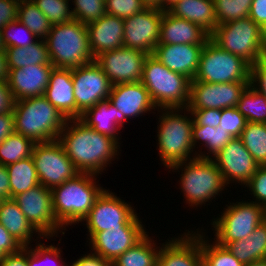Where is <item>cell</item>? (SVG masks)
<instances>
[{
  "mask_svg": "<svg viewBox=\"0 0 266 266\" xmlns=\"http://www.w3.org/2000/svg\"><path fill=\"white\" fill-rule=\"evenodd\" d=\"M58 141L80 173L95 175L103 172L120 148L114 138L98 133L80 119L67 120Z\"/></svg>",
  "mask_w": 266,
  "mask_h": 266,
  "instance_id": "6da1fadb",
  "label": "cell"
},
{
  "mask_svg": "<svg viewBox=\"0 0 266 266\" xmlns=\"http://www.w3.org/2000/svg\"><path fill=\"white\" fill-rule=\"evenodd\" d=\"M14 131L34 143L58 140L67 119L44 96L15 101Z\"/></svg>",
  "mask_w": 266,
  "mask_h": 266,
  "instance_id": "7a4b0ae2",
  "label": "cell"
},
{
  "mask_svg": "<svg viewBox=\"0 0 266 266\" xmlns=\"http://www.w3.org/2000/svg\"><path fill=\"white\" fill-rule=\"evenodd\" d=\"M96 176L78 173L51 189L53 213L62 227L80 223L88 215L95 200L104 190L96 185Z\"/></svg>",
  "mask_w": 266,
  "mask_h": 266,
  "instance_id": "3957f363",
  "label": "cell"
},
{
  "mask_svg": "<svg viewBox=\"0 0 266 266\" xmlns=\"http://www.w3.org/2000/svg\"><path fill=\"white\" fill-rule=\"evenodd\" d=\"M45 41L56 68L75 69L94 61L87 26L78 20L52 25Z\"/></svg>",
  "mask_w": 266,
  "mask_h": 266,
  "instance_id": "277c9868",
  "label": "cell"
},
{
  "mask_svg": "<svg viewBox=\"0 0 266 266\" xmlns=\"http://www.w3.org/2000/svg\"><path fill=\"white\" fill-rule=\"evenodd\" d=\"M190 79L169 70L152 54L143 63L141 83L148 90L156 107L186 108L189 99Z\"/></svg>",
  "mask_w": 266,
  "mask_h": 266,
  "instance_id": "5b68a950",
  "label": "cell"
},
{
  "mask_svg": "<svg viewBox=\"0 0 266 266\" xmlns=\"http://www.w3.org/2000/svg\"><path fill=\"white\" fill-rule=\"evenodd\" d=\"M180 109L161 108L163 113L159 116L158 150L160 159L167 168L176 163L193 159L190 157L194 151L192 144L193 118L185 115L186 108H183L184 116L180 114L182 113Z\"/></svg>",
  "mask_w": 266,
  "mask_h": 266,
  "instance_id": "8992f818",
  "label": "cell"
},
{
  "mask_svg": "<svg viewBox=\"0 0 266 266\" xmlns=\"http://www.w3.org/2000/svg\"><path fill=\"white\" fill-rule=\"evenodd\" d=\"M210 39L250 65L266 55V32L249 17L218 25Z\"/></svg>",
  "mask_w": 266,
  "mask_h": 266,
  "instance_id": "52a82bcc",
  "label": "cell"
},
{
  "mask_svg": "<svg viewBox=\"0 0 266 266\" xmlns=\"http://www.w3.org/2000/svg\"><path fill=\"white\" fill-rule=\"evenodd\" d=\"M192 157L190 161L176 163L169 169L173 171L180 168L184 171L180 178L183 196L190 206L198 207L215 198L227 184L212 158H199L196 155Z\"/></svg>",
  "mask_w": 266,
  "mask_h": 266,
  "instance_id": "ba28073f",
  "label": "cell"
},
{
  "mask_svg": "<svg viewBox=\"0 0 266 266\" xmlns=\"http://www.w3.org/2000/svg\"><path fill=\"white\" fill-rule=\"evenodd\" d=\"M191 81L250 82V64L243 58L221 49L209 39L203 46L197 73Z\"/></svg>",
  "mask_w": 266,
  "mask_h": 266,
  "instance_id": "9c48e42d",
  "label": "cell"
},
{
  "mask_svg": "<svg viewBox=\"0 0 266 266\" xmlns=\"http://www.w3.org/2000/svg\"><path fill=\"white\" fill-rule=\"evenodd\" d=\"M132 208L109 189H104L95 200L88 215L82 220L86 222L85 225L88 228L90 237L88 239L108 228H144L138 214Z\"/></svg>",
  "mask_w": 266,
  "mask_h": 266,
  "instance_id": "30bf717a",
  "label": "cell"
},
{
  "mask_svg": "<svg viewBox=\"0 0 266 266\" xmlns=\"http://www.w3.org/2000/svg\"><path fill=\"white\" fill-rule=\"evenodd\" d=\"M222 215L214 219L215 241L226 246L249 236L264 221V206L254 201H242L226 205Z\"/></svg>",
  "mask_w": 266,
  "mask_h": 266,
  "instance_id": "8fae6325",
  "label": "cell"
},
{
  "mask_svg": "<svg viewBox=\"0 0 266 266\" xmlns=\"http://www.w3.org/2000/svg\"><path fill=\"white\" fill-rule=\"evenodd\" d=\"M39 183L52 189L80 173L58 140L35 143L32 150Z\"/></svg>",
  "mask_w": 266,
  "mask_h": 266,
  "instance_id": "7c38bea8",
  "label": "cell"
},
{
  "mask_svg": "<svg viewBox=\"0 0 266 266\" xmlns=\"http://www.w3.org/2000/svg\"><path fill=\"white\" fill-rule=\"evenodd\" d=\"M27 220L38 231V237L50 238L58 234L62 225L54 216L51 189L39 184L13 198Z\"/></svg>",
  "mask_w": 266,
  "mask_h": 266,
  "instance_id": "4fadbf2b",
  "label": "cell"
},
{
  "mask_svg": "<svg viewBox=\"0 0 266 266\" xmlns=\"http://www.w3.org/2000/svg\"><path fill=\"white\" fill-rule=\"evenodd\" d=\"M250 82L206 83L190 81L186 109H225L236 107L241 94Z\"/></svg>",
  "mask_w": 266,
  "mask_h": 266,
  "instance_id": "5bb4252c",
  "label": "cell"
},
{
  "mask_svg": "<svg viewBox=\"0 0 266 266\" xmlns=\"http://www.w3.org/2000/svg\"><path fill=\"white\" fill-rule=\"evenodd\" d=\"M77 109L83 114L99 101L108 99L112 83L95 62L71 69Z\"/></svg>",
  "mask_w": 266,
  "mask_h": 266,
  "instance_id": "9a60e30c",
  "label": "cell"
},
{
  "mask_svg": "<svg viewBox=\"0 0 266 266\" xmlns=\"http://www.w3.org/2000/svg\"><path fill=\"white\" fill-rule=\"evenodd\" d=\"M163 11L145 8L138 14L124 19L123 47L153 54L160 40Z\"/></svg>",
  "mask_w": 266,
  "mask_h": 266,
  "instance_id": "2e32d148",
  "label": "cell"
},
{
  "mask_svg": "<svg viewBox=\"0 0 266 266\" xmlns=\"http://www.w3.org/2000/svg\"><path fill=\"white\" fill-rule=\"evenodd\" d=\"M148 54L126 47L110 50L97 56L100 66L112 85L141 82L143 63Z\"/></svg>",
  "mask_w": 266,
  "mask_h": 266,
  "instance_id": "e0dca14e",
  "label": "cell"
},
{
  "mask_svg": "<svg viewBox=\"0 0 266 266\" xmlns=\"http://www.w3.org/2000/svg\"><path fill=\"white\" fill-rule=\"evenodd\" d=\"M211 158L221 171L227 185L230 181L245 185L259 166L240 138H232L216 156Z\"/></svg>",
  "mask_w": 266,
  "mask_h": 266,
  "instance_id": "ac0fdd59",
  "label": "cell"
},
{
  "mask_svg": "<svg viewBox=\"0 0 266 266\" xmlns=\"http://www.w3.org/2000/svg\"><path fill=\"white\" fill-rule=\"evenodd\" d=\"M53 68L50 63L9 69L6 82L15 101L44 96Z\"/></svg>",
  "mask_w": 266,
  "mask_h": 266,
  "instance_id": "d6986e66",
  "label": "cell"
},
{
  "mask_svg": "<svg viewBox=\"0 0 266 266\" xmlns=\"http://www.w3.org/2000/svg\"><path fill=\"white\" fill-rule=\"evenodd\" d=\"M145 228H108L97 232L89 242L93 254L109 262L139 242L146 234ZM91 243V244H90Z\"/></svg>",
  "mask_w": 266,
  "mask_h": 266,
  "instance_id": "ffe728a7",
  "label": "cell"
},
{
  "mask_svg": "<svg viewBox=\"0 0 266 266\" xmlns=\"http://www.w3.org/2000/svg\"><path fill=\"white\" fill-rule=\"evenodd\" d=\"M184 233L183 237L171 238L162 243L158 253L157 266H203L200 248V233Z\"/></svg>",
  "mask_w": 266,
  "mask_h": 266,
  "instance_id": "44dd1931",
  "label": "cell"
},
{
  "mask_svg": "<svg viewBox=\"0 0 266 266\" xmlns=\"http://www.w3.org/2000/svg\"><path fill=\"white\" fill-rule=\"evenodd\" d=\"M108 100L127 120L157 108L141 82L112 85Z\"/></svg>",
  "mask_w": 266,
  "mask_h": 266,
  "instance_id": "7402d4cb",
  "label": "cell"
},
{
  "mask_svg": "<svg viewBox=\"0 0 266 266\" xmlns=\"http://www.w3.org/2000/svg\"><path fill=\"white\" fill-rule=\"evenodd\" d=\"M204 45L158 44L153 56L169 70L181 73L193 80L199 66V58Z\"/></svg>",
  "mask_w": 266,
  "mask_h": 266,
  "instance_id": "603a6c76",
  "label": "cell"
},
{
  "mask_svg": "<svg viewBox=\"0 0 266 266\" xmlns=\"http://www.w3.org/2000/svg\"><path fill=\"white\" fill-rule=\"evenodd\" d=\"M89 46L95 59L100 54L123 47L124 19L105 14L88 23Z\"/></svg>",
  "mask_w": 266,
  "mask_h": 266,
  "instance_id": "cb8c5ba5",
  "label": "cell"
},
{
  "mask_svg": "<svg viewBox=\"0 0 266 266\" xmlns=\"http://www.w3.org/2000/svg\"><path fill=\"white\" fill-rule=\"evenodd\" d=\"M44 97L67 119H80L82 113L77 109L74 97L71 69H52Z\"/></svg>",
  "mask_w": 266,
  "mask_h": 266,
  "instance_id": "d4e9b609",
  "label": "cell"
},
{
  "mask_svg": "<svg viewBox=\"0 0 266 266\" xmlns=\"http://www.w3.org/2000/svg\"><path fill=\"white\" fill-rule=\"evenodd\" d=\"M209 39L210 35L200 26L163 11L158 44L204 45Z\"/></svg>",
  "mask_w": 266,
  "mask_h": 266,
  "instance_id": "484cf974",
  "label": "cell"
},
{
  "mask_svg": "<svg viewBox=\"0 0 266 266\" xmlns=\"http://www.w3.org/2000/svg\"><path fill=\"white\" fill-rule=\"evenodd\" d=\"M80 120L98 133L108 135L117 142L119 140L118 131L127 121L125 116L108 99L99 101L94 107L87 109Z\"/></svg>",
  "mask_w": 266,
  "mask_h": 266,
  "instance_id": "4316f807",
  "label": "cell"
},
{
  "mask_svg": "<svg viewBox=\"0 0 266 266\" xmlns=\"http://www.w3.org/2000/svg\"><path fill=\"white\" fill-rule=\"evenodd\" d=\"M172 15L193 22L209 35L217 27L214 0H182L168 10Z\"/></svg>",
  "mask_w": 266,
  "mask_h": 266,
  "instance_id": "83f0119b",
  "label": "cell"
},
{
  "mask_svg": "<svg viewBox=\"0 0 266 266\" xmlns=\"http://www.w3.org/2000/svg\"><path fill=\"white\" fill-rule=\"evenodd\" d=\"M0 224H2L23 247L29 246L33 234L38 232L27 220L13 198L0 200Z\"/></svg>",
  "mask_w": 266,
  "mask_h": 266,
  "instance_id": "f1b7e54d",
  "label": "cell"
},
{
  "mask_svg": "<svg viewBox=\"0 0 266 266\" xmlns=\"http://www.w3.org/2000/svg\"><path fill=\"white\" fill-rule=\"evenodd\" d=\"M225 248L243 265L266 259V222L263 221L246 238L229 242Z\"/></svg>",
  "mask_w": 266,
  "mask_h": 266,
  "instance_id": "f546056e",
  "label": "cell"
},
{
  "mask_svg": "<svg viewBox=\"0 0 266 266\" xmlns=\"http://www.w3.org/2000/svg\"><path fill=\"white\" fill-rule=\"evenodd\" d=\"M8 69H17L29 65L50 64L48 47L45 40L37 39L27 47L5 48Z\"/></svg>",
  "mask_w": 266,
  "mask_h": 266,
  "instance_id": "4dcf8cb0",
  "label": "cell"
},
{
  "mask_svg": "<svg viewBox=\"0 0 266 266\" xmlns=\"http://www.w3.org/2000/svg\"><path fill=\"white\" fill-rule=\"evenodd\" d=\"M10 180V198L39 185L32 156L6 166Z\"/></svg>",
  "mask_w": 266,
  "mask_h": 266,
  "instance_id": "1f68e13d",
  "label": "cell"
},
{
  "mask_svg": "<svg viewBox=\"0 0 266 266\" xmlns=\"http://www.w3.org/2000/svg\"><path fill=\"white\" fill-rule=\"evenodd\" d=\"M155 245L151 237L146 234L134 246L118 256L112 262V266H157L160 247Z\"/></svg>",
  "mask_w": 266,
  "mask_h": 266,
  "instance_id": "d6a6232c",
  "label": "cell"
},
{
  "mask_svg": "<svg viewBox=\"0 0 266 266\" xmlns=\"http://www.w3.org/2000/svg\"><path fill=\"white\" fill-rule=\"evenodd\" d=\"M231 139V135H229L226 130L221 129L220 126L215 128L210 126L193 125L192 127V144L194 149L199 141L203 142L201 144H205V148L208 149L207 155L202 154V152L199 154L198 152L197 154L195 153V155L199 158H211L209 156L210 154H212L213 157L216 156Z\"/></svg>",
  "mask_w": 266,
  "mask_h": 266,
  "instance_id": "836d02e7",
  "label": "cell"
},
{
  "mask_svg": "<svg viewBox=\"0 0 266 266\" xmlns=\"http://www.w3.org/2000/svg\"><path fill=\"white\" fill-rule=\"evenodd\" d=\"M240 139L259 166L266 165V123L247 122Z\"/></svg>",
  "mask_w": 266,
  "mask_h": 266,
  "instance_id": "e575fe53",
  "label": "cell"
},
{
  "mask_svg": "<svg viewBox=\"0 0 266 266\" xmlns=\"http://www.w3.org/2000/svg\"><path fill=\"white\" fill-rule=\"evenodd\" d=\"M18 21L23 23L37 38L46 39L52 24L32 0H21Z\"/></svg>",
  "mask_w": 266,
  "mask_h": 266,
  "instance_id": "d590c367",
  "label": "cell"
},
{
  "mask_svg": "<svg viewBox=\"0 0 266 266\" xmlns=\"http://www.w3.org/2000/svg\"><path fill=\"white\" fill-rule=\"evenodd\" d=\"M34 145L31 139L14 131L0 144V164L7 166L32 156Z\"/></svg>",
  "mask_w": 266,
  "mask_h": 266,
  "instance_id": "8d00e7d4",
  "label": "cell"
},
{
  "mask_svg": "<svg viewBox=\"0 0 266 266\" xmlns=\"http://www.w3.org/2000/svg\"><path fill=\"white\" fill-rule=\"evenodd\" d=\"M236 109L247 122L266 123V98L250 85L241 94Z\"/></svg>",
  "mask_w": 266,
  "mask_h": 266,
  "instance_id": "74e56055",
  "label": "cell"
},
{
  "mask_svg": "<svg viewBox=\"0 0 266 266\" xmlns=\"http://www.w3.org/2000/svg\"><path fill=\"white\" fill-rule=\"evenodd\" d=\"M201 234L200 248L203 266H245L227 248L219 245L216 241L212 245L208 239L205 240L203 233Z\"/></svg>",
  "mask_w": 266,
  "mask_h": 266,
  "instance_id": "f35d334b",
  "label": "cell"
},
{
  "mask_svg": "<svg viewBox=\"0 0 266 266\" xmlns=\"http://www.w3.org/2000/svg\"><path fill=\"white\" fill-rule=\"evenodd\" d=\"M253 0H214L217 26L249 17Z\"/></svg>",
  "mask_w": 266,
  "mask_h": 266,
  "instance_id": "ab89813d",
  "label": "cell"
},
{
  "mask_svg": "<svg viewBox=\"0 0 266 266\" xmlns=\"http://www.w3.org/2000/svg\"><path fill=\"white\" fill-rule=\"evenodd\" d=\"M52 24H61L73 20L72 11L69 8L70 0H32Z\"/></svg>",
  "mask_w": 266,
  "mask_h": 266,
  "instance_id": "60d3db41",
  "label": "cell"
},
{
  "mask_svg": "<svg viewBox=\"0 0 266 266\" xmlns=\"http://www.w3.org/2000/svg\"><path fill=\"white\" fill-rule=\"evenodd\" d=\"M61 252L60 248L53 245L45 246L43 243H38L35 249L30 246L28 247V266H43V264L45 266H51L52 264V266H67L61 258Z\"/></svg>",
  "mask_w": 266,
  "mask_h": 266,
  "instance_id": "b9f144b4",
  "label": "cell"
},
{
  "mask_svg": "<svg viewBox=\"0 0 266 266\" xmlns=\"http://www.w3.org/2000/svg\"><path fill=\"white\" fill-rule=\"evenodd\" d=\"M75 4L71 10L73 19L87 25L106 14L105 0H72Z\"/></svg>",
  "mask_w": 266,
  "mask_h": 266,
  "instance_id": "7bdbcfd3",
  "label": "cell"
},
{
  "mask_svg": "<svg viewBox=\"0 0 266 266\" xmlns=\"http://www.w3.org/2000/svg\"><path fill=\"white\" fill-rule=\"evenodd\" d=\"M19 27L23 30V32L26 33V35L25 33L21 31V29L15 32V30H17ZM1 30H2L3 42L6 48H10V47H24L25 48L35 43L36 41L34 39H38L23 23L19 22L18 20L10 22Z\"/></svg>",
  "mask_w": 266,
  "mask_h": 266,
  "instance_id": "ee69618b",
  "label": "cell"
},
{
  "mask_svg": "<svg viewBox=\"0 0 266 266\" xmlns=\"http://www.w3.org/2000/svg\"><path fill=\"white\" fill-rule=\"evenodd\" d=\"M246 123L245 117L236 107L221 110V121L219 126L221 129L226 130L232 138H240Z\"/></svg>",
  "mask_w": 266,
  "mask_h": 266,
  "instance_id": "f6af8a7d",
  "label": "cell"
},
{
  "mask_svg": "<svg viewBox=\"0 0 266 266\" xmlns=\"http://www.w3.org/2000/svg\"><path fill=\"white\" fill-rule=\"evenodd\" d=\"M145 8L141 0H105L106 13L123 19L138 14Z\"/></svg>",
  "mask_w": 266,
  "mask_h": 266,
  "instance_id": "bcb514c9",
  "label": "cell"
},
{
  "mask_svg": "<svg viewBox=\"0 0 266 266\" xmlns=\"http://www.w3.org/2000/svg\"><path fill=\"white\" fill-rule=\"evenodd\" d=\"M250 188L251 195L255 197L254 203L265 206L266 205V165L258 166L253 177L245 184V187Z\"/></svg>",
  "mask_w": 266,
  "mask_h": 266,
  "instance_id": "7dc6e473",
  "label": "cell"
},
{
  "mask_svg": "<svg viewBox=\"0 0 266 266\" xmlns=\"http://www.w3.org/2000/svg\"><path fill=\"white\" fill-rule=\"evenodd\" d=\"M249 85L266 98V56L250 65Z\"/></svg>",
  "mask_w": 266,
  "mask_h": 266,
  "instance_id": "c3c4849f",
  "label": "cell"
},
{
  "mask_svg": "<svg viewBox=\"0 0 266 266\" xmlns=\"http://www.w3.org/2000/svg\"><path fill=\"white\" fill-rule=\"evenodd\" d=\"M187 114L191 113L193 117V125L217 127L221 121V109H201L191 110L186 109Z\"/></svg>",
  "mask_w": 266,
  "mask_h": 266,
  "instance_id": "681fc988",
  "label": "cell"
},
{
  "mask_svg": "<svg viewBox=\"0 0 266 266\" xmlns=\"http://www.w3.org/2000/svg\"><path fill=\"white\" fill-rule=\"evenodd\" d=\"M19 0H0V30L18 20Z\"/></svg>",
  "mask_w": 266,
  "mask_h": 266,
  "instance_id": "f907efd6",
  "label": "cell"
},
{
  "mask_svg": "<svg viewBox=\"0 0 266 266\" xmlns=\"http://www.w3.org/2000/svg\"><path fill=\"white\" fill-rule=\"evenodd\" d=\"M0 248L7 254L17 253L23 248L2 224H0Z\"/></svg>",
  "mask_w": 266,
  "mask_h": 266,
  "instance_id": "816d5d0a",
  "label": "cell"
},
{
  "mask_svg": "<svg viewBox=\"0 0 266 266\" xmlns=\"http://www.w3.org/2000/svg\"><path fill=\"white\" fill-rule=\"evenodd\" d=\"M249 18L266 32V0H253Z\"/></svg>",
  "mask_w": 266,
  "mask_h": 266,
  "instance_id": "f5cc1de1",
  "label": "cell"
},
{
  "mask_svg": "<svg viewBox=\"0 0 266 266\" xmlns=\"http://www.w3.org/2000/svg\"><path fill=\"white\" fill-rule=\"evenodd\" d=\"M15 99L6 81H0V114L12 112Z\"/></svg>",
  "mask_w": 266,
  "mask_h": 266,
  "instance_id": "db71d44e",
  "label": "cell"
},
{
  "mask_svg": "<svg viewBox=\"0 0 266 266\" xmlns=\"http://www.w3.org/2000/svg\"><path fill=\"white\" fill-rule=\"evenodd\" d=\"M0 266H28V246L17 253L8 254Z\"/></svg>",
  "mask_w": 266,
  "mask_h": 266,
  "instance_id": "11a10c76",
  "label": "cell"
},
{
  "mask_svg": "<svg viewBox=\"0 0 266 266\" xmlns=\"http://www.w3.org/2000/svg\"><path fill=\"white\" fill-rule=\"evenodd\" d=\"M14 132L13 112L0 114V144Z\"/></svg>",
  "mask_w": 266,
  "mask_h": 266,
  "instance_id": "9f6ffc18",
  "label": "cell"
},
{
  "mask_svg": "<svg viewBox=\"0 0 266 266\" xmlns=\"http://www.w3.org/2000/svg\"><path fill=\"white\" fill-rule=\"evenodd\" d=\"M71 266H112V263L91 252V254L89 253L87 255L85 254V256H81L77 261L73 262Z\"/></svg>",
  "mask_w": 266,
  "mask_h": 266,
  "instance_id": "6f0895ef",
  "label": "cell"
},
{
  "mask_svg": "<svg viewBox=\"0 0 266 266\" xmlns=\"http://www.w3.org/2000/svg\"><path fill=\"white\" fill-rule=\"evenodd\" d=\"M10 198V180L6 166L0 164V200Z\"/></svg>",
  "mask_w": 266,
  "mask_h": 266,
  "instance_id": "680465c9",
  "label": "cell"
},
{
  "mask_svg": "<svg viewBox=\"0 0 266 266\" xmlns=\"http://www.w3.org/2000/svg\"><path fill=\"white\" fill-rule=\"evenodd\" d=\"M8 72L6 52L0 51V81H7Z\"/></svg>",
  "mask_w": 266,
  "mask_h": 266,
  "instance_id": "91938a15",
  "label": "cell"
},
{
  "mask_svg": "<svg viewBox=\"0 0 266 266\" xmlns=\"http://www.w3.org/2000/svg\"><path fill=\"white\" fill-rule=\"evenodd\" d=\"M146 8L162 10V0H141Z\"/></svg>",
  "mask_w": 266,
  "mask_h": 266,
  "instance_id": "94428289",
  "label": "cell"
},
{
  "mask_svg": "<svg viewBox=\"0 0 266 266\" xmlns=\"http://www.w3.org/2000/svg\"><path fill=\"white\" fill-rule=\"evenodd\" d=\"M182 0H162V11H168L177 2Z\"/></svg>",
  "mask_w": 266,
  "mask_h": 266,
  "instance_id": "6125c7cd",
  "label": "cell"
},
{
  "mask_svg": "<svg viewBox=\"0 0 266 266\" xmlns=\"http://www.w3.org/2000/svg\"><path fill=\"white\" fill-rule=\"evenodd\" d=\"M245 266H266V259L258 260V261L249 263L248 265H245Z\"/></svg>",
  "mask_w": 266,
  "mask_h": 266,
  "instance_id": "be15d7a7",
  "label": "cell"
},
{
  "mask_svg": "<svg viewBox=\"0 0 266 266\" xmlns=\"http://www.w3.org/2000/svg\"><path fill=\"white\" fill-rule=\"evenodd\" d=\"M5 44L3 42L2 30H0V51H5Z\"/></svg>",
  "mask_w": 266,
  "mask_h": 266,
  "instance_id": "e7e4bbea",
  "label": "cell"
},
{
  "mask_svg": "<svg viewBox=\"0 0 266 266\" xmlns=\"http://www.w3.org/2000/svg\"><path fill=\"white\" fill-rule=\"evenodd\" d=\"M8 254L4 251V250H2L1 248H0V263L4 260V258L7 256Z\"/></svg>",
  "mask_w": 266,
  "mask_h": 266,
  "instance_id": "03108f58",
  "label": "cell"
},
{
  "mask_svg": "<svg viewBox=\"0 0 266 266\" xmlns=\"http://www.w3.org/2000/svg\"><path fill=\"white\" fill-rule=\"evenodd\" d=\"M264 221L266 222V205L264 206Z\"/></svg>",
  "mask_w": 266,
  "mask_h": 266,
  "instance_id": "003e7915",
  "label": "cell"
}]
</instances>
